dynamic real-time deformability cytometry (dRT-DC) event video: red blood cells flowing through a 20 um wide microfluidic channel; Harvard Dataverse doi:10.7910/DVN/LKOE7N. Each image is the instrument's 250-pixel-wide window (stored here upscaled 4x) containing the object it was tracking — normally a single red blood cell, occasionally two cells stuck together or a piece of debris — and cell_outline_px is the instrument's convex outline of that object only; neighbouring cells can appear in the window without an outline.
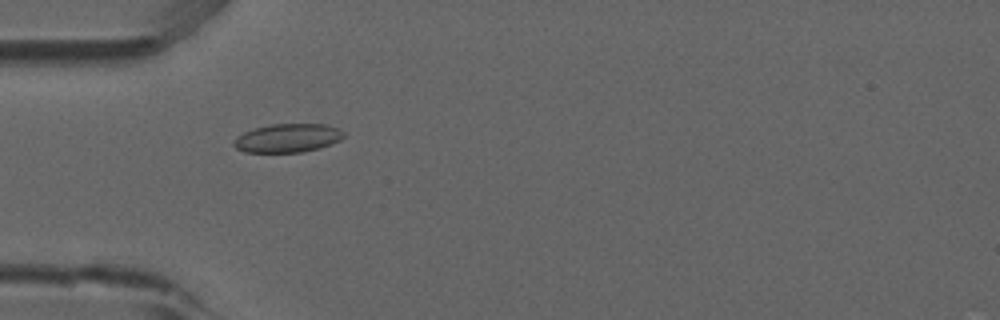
{"species": "common noctule bat (a hibernating species)", "species_latin": "Nyctalus noctula", "temperature_condition": "room temperature", "stored_images_in_passage": 47, "camera_frame_rate_fps": 3000, "um_per_image_px": 0.085, "animal": {"sex": "male", "forearm_length_mm": 52.5}, "frame": {"image": 1, "passage_image": 10, "time_ms": 3.0, "image_size_px": [1000, 320], "cell_outline_px": [[344, 136], [340, 140], [316, 148], [300, 152], [244, 152], [236, 148], [232, 144], [232, 140], [236, 136], [244, 132], [256, 128], [272, 124], [324, 124], [340, 128], [344, 132]], "centroid_in_image_um": [24.41, 11.72], "position_along_channel_um": 60.6, "area_um2": 18.21}}
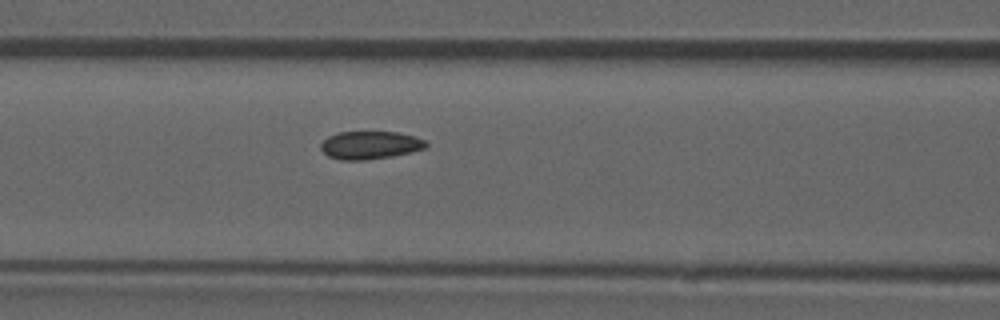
{"frame": {"image": 2, "passage_image": 16, "time_ms": 5.0, "image_size_px": [1000, 320], "cell_outline_px": [[428, 144], [424, 148], [392, 156], [364, 160], [340, 160], [328, 156], [320, 148], [320, 144], [328, 136], [336, 132], [396, 132], [416, 136], [424, 140]], "centroid_in_image_um": [31.42, 12.33], "position_along_channel_um": 135.2, "area_um2": 17.05}}
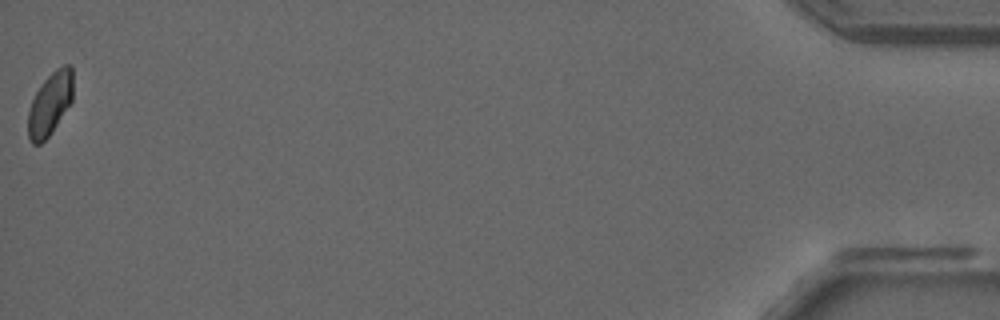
{"frame": {"image": 3, "passage_image": 47, "time_ms": 15.333, "image_size_px": [1000, 320], "cell_outline_px": [[72, 100], [48, 136], [40, 144], [32, 144], [28, 140], [28, 112], [32, 100], [36, 92], [44, 80], [56, 68], [64, 64], [72, 64]], "centroid_in_image_um": [4.24, 8.8], "position_along_channel_um": 431.0, "area_um2": 16.24}, "authors_computed_cell_mechanics": {"area_um2": 17.4556, "velocity_mm_per_s": 3.8364, "shape_relaxation_time_tau1_ms": null, "shape_relaxation_time_tau2_ms": 2.9524, "deformation_change_tau1": null, "deformation_change_tau2": 0.0506}}